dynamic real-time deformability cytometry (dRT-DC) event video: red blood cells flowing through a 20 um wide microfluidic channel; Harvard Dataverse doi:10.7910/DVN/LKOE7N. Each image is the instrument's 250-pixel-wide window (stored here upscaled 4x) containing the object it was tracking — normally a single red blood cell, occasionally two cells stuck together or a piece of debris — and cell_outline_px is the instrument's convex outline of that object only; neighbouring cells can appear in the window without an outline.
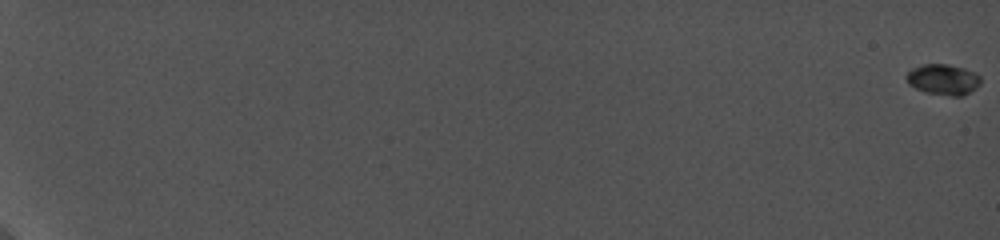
{"species": "common noctule bat (a hibernating species)", "species_latin": "Nyctalus noctula", "temperature_condition": "cold", "stored_images_in_passage": 12, "camera_frame_rate_fps": 5000, "um_per_image_px": 0.085, "animal": {"sex": "female", "body_mass_g": 19.0, "forearm_length_mm": 56.7}, "frame": {"image": 1, "passage_image": 1, "time_ms": 0.0, "image_size_px": [1000, 240], "cell_outline_px": [[980, 84], [976, 88], [960, 96], [952, 96], [928, 92], [916, 88], [908, 84], [904, 76], [912, 68], [924, 64], [948, 64], [964, 68], [976, 72], [980, 76]], "centroid_in_image_um": [80.16, 6.74], "position_along_channel_um": 4.8, "area_um2": 13.24}}
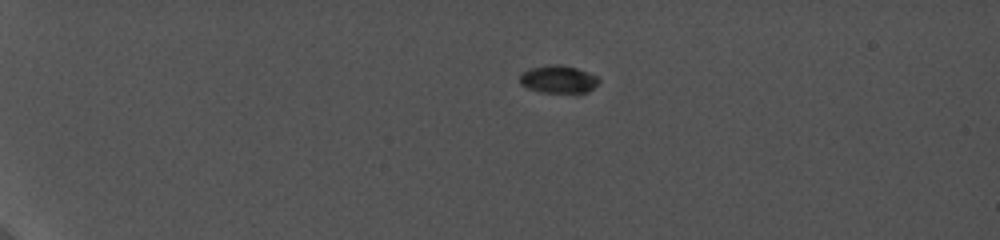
{"frame": {"image": 2, "passage_image": 6, "time_ms": 5.8, "image_size_px": [1000, 240], "cell_outline_px": [[600, 80], [588, 92], [540, 92], [528, 88], [520, 84], [520, 76], [524, 72], [532, 68], [552, 64], [560, 64], [576, 68], [588, 72], [596, 76]], "centroid_in_image_um": [47.46, 6.73], "position_along_channel_um": 37.5, "area_um2": 12.48}}
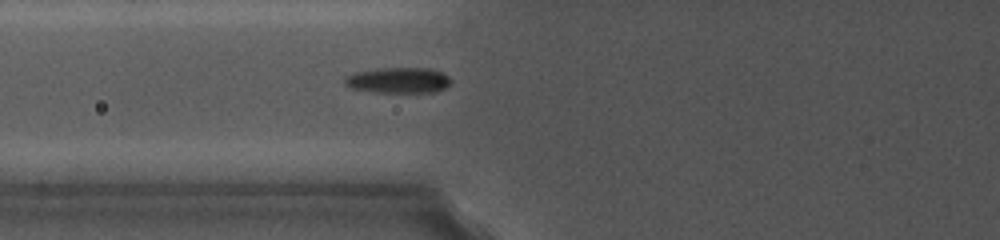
{"frame": {"image": 3, "passage_image": 12, "time_ms": 9.8, "image_size_px": [1000, 240], "cell_outline_px": [[452, 80], [444, 88], [432, 92], [372, 92], [352, 88], [344, 84], [344, 76], [352, 72], [376, 68], [432, 68], [448, 76]], "centroid_in_image_um": [33.79, 6.81], "position_along_channel_um": 92.0, "area_um2": 16.01}}